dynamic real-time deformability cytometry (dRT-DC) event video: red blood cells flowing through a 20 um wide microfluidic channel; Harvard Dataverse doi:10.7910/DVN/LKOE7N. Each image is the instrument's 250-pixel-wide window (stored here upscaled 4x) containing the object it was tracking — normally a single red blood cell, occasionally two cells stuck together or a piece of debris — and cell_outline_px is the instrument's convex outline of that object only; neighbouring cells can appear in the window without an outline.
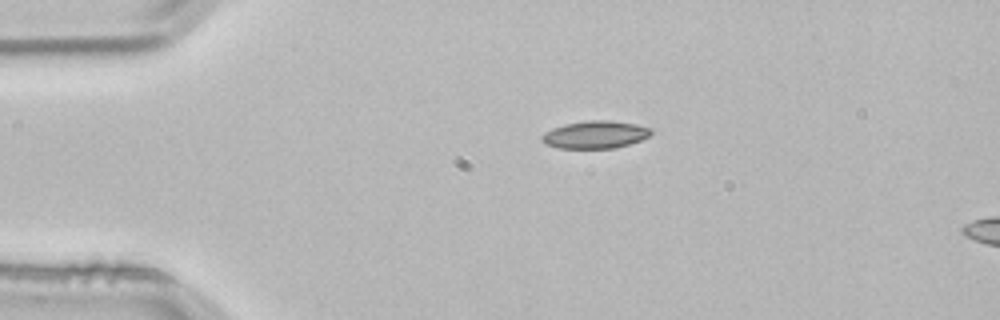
{"species": "common noctule bat (a hibernating species)", "species_latin": "Nyctalus noctula", "temperature_condition": "room temperature", "stored_images_in_passage": 4, "segment_of_instrument_passage": [2, 2], "camera_frame_rate_fps": 3000, "um_per_image_px": 0.085, "animal": {"sex": "male", "body_mass_g": 21.5, "forearm_length_mm": 52.0}, "frame": {"image": 1, "passage_image": 4, "time_ms": 1.0, "image_size_px": [1000, 320], "cell_outline_px": [[652, 132], [648, 136], [640, 140], [616, 148], [560, 148], [544, 144], [540, 140], [540, 136], [544, 132], [552, 128], [564, 124], [588, 120], [608, 120], [636, 124], [652, 128]], "centroid_in_image_um": [50.55, 11.44], "position_along_channel_um": 34.4, "area_um2": 17.63}}